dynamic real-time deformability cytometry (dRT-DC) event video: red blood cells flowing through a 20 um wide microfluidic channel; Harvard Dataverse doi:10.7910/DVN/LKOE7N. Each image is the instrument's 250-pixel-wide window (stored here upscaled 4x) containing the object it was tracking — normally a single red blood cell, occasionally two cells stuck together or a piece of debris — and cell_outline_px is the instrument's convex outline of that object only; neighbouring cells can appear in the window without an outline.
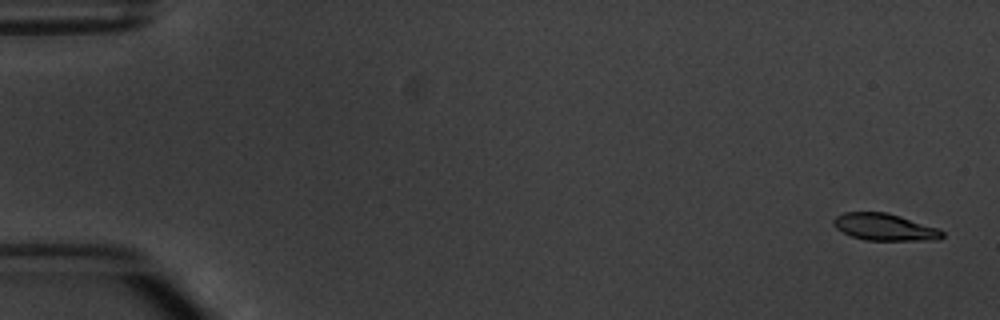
{"species": "common noctule bat (a hibernating species)", "species_latin": "Nyctalus noctula", "temperature_condition": "warm", "stored_images_in_passage": 5, "camera_frame_rate_fps": 3000, "um_per_image_px": 0.085, "animal": {"sex": "male", "body_mass_g": 20.1, "forearm_length_mm": 53.5}, "frame": {"image": 1, "passage_image": 1, "time_ms": 0.0, "image_size_px": [1000, 320], "cell_outline_px": [[944, 236], [940, 240], [864, 240], [852, 236], [836, 228], [832, 224], [832, 220], [836, 216], [844, 212], [888, 212], [940, 228], [944, 232]], "centroid_in_image_um": [75.23, 19.3], "position_along_channel_um": 9.8, "area_um2": 17.28}}
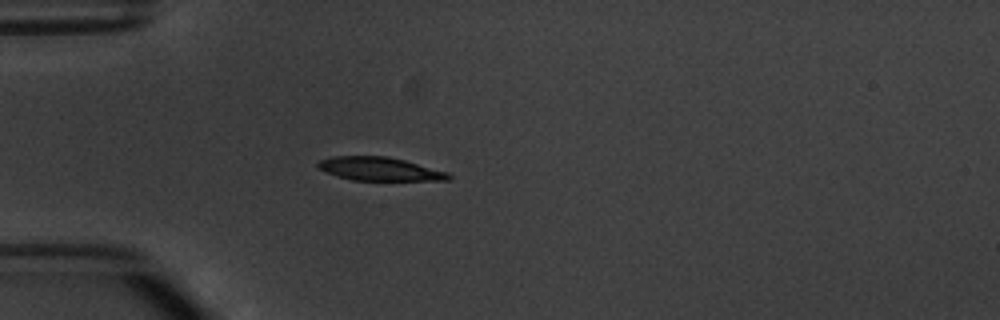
{"frame": {"image": 2, "passage_image": 5, "time_ms": 4.667, "image_size_px": [1000, 320], "cell_outline_px": [[452, 180], [352, 180], [336, 176], [316, 168], [316, 164], [320, 160], [332, 156], [388, 156], [404, 160], [448, 172], [452, 176]], "centroid_in_image_um": [32.24, 14.36], "position_along_channel_um": 52.8, "area_um2": 17.92}}